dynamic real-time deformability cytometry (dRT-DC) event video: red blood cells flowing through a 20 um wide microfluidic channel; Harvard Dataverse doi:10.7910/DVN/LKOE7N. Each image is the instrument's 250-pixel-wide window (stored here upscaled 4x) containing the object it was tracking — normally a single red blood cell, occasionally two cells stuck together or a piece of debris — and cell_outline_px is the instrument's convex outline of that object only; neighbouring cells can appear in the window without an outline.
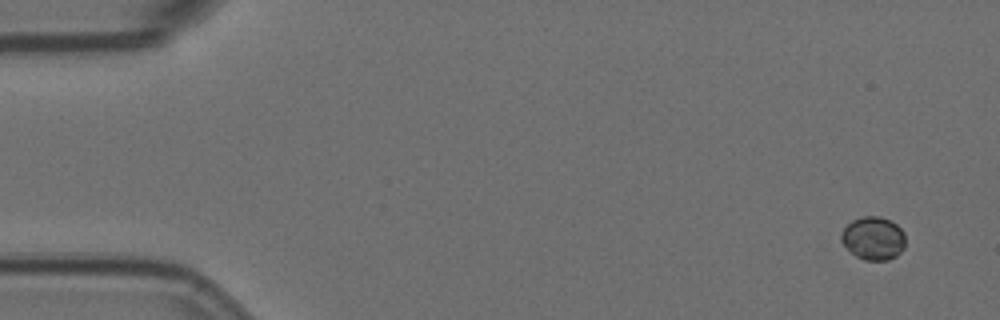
{"species": "Egyptian fruit bat (a non-hibernating species)", "species_latin": "Rousettus aegyptiacus", "temperature_condition": "room temperature", "stored_images_in_passage": 5, "camera_frame_rate_fps": 3000, "um_per_image_px": 0.085, "animal": {"sex": "female"}, "frame": {"image": 1, "passage_image": 1, "time_ms": 0.0, "image_size_px": [1000, 320], "cell_outline_px": [[904, 248], [896, 256], [888, 260], [864, 260], [856, 256], [840, 240], [840, 236], [844, 228], [852, 220], [864, 216], [880, 216], [896, 224], [904, 232]], "centroid_in_image_um": [74.23, 20.25], "position_along_channel_um": 10.8, "area_um2": 16.01}}
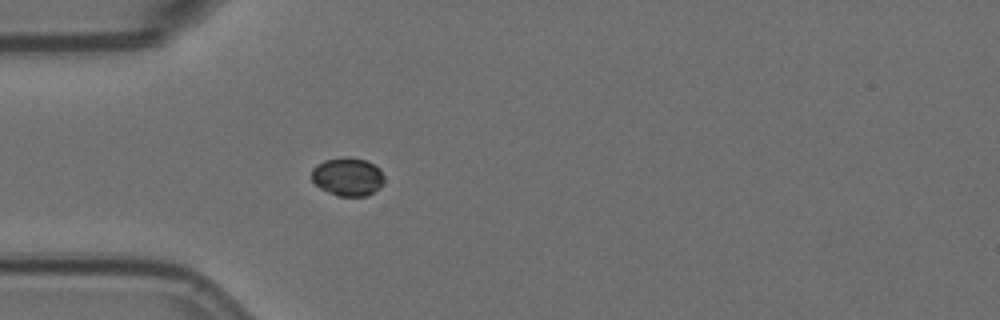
{"frame": {"image": 2, "passage_image": 5, "time_ms": 1.333, "image_size_px": [1000, 320], "cell_outline_px": [[384, 180], [380, 188], [368, 196], [336, 196], [320, 188], [312, 180], [312, 168], [316, 164], [324, 160], [344, 156], [348, 156], [364, 160], [380, 168], [384, 176]], "centroid_in_image_um": [29.55, 15.02], "position_along_channel_um": 55.4, "area_um2": 16.42}}